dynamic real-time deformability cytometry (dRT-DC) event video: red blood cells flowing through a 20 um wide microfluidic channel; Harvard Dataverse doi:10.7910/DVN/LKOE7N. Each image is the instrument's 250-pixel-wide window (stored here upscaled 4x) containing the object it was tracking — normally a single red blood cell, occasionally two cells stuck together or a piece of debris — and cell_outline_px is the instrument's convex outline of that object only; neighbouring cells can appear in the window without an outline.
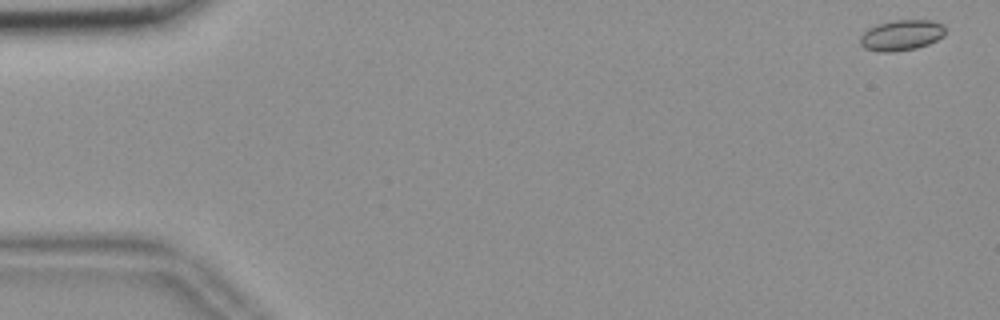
{"species": "common noctule bat (a hibernating species)", "species_latin": "Nyctalus noctula", "temperature_condition": "room temperature", "stored_images_in_passage": 56, "segment_of_instrument_passage": [1, 2], "camera_frame_rate_fps": 3000, "um_per_image_px": 0.085, "animal": {"sex": "female", "body_mass_g": 18.4}, "frame": {"image": 1, "passage_image": 1, "time_ms": 0.0, "image_size_px": [1000, 320], "cell_outline_px": [[944, 36], [928, 44], [916, 48], [892, 52], [880, 52], [864, 48], [860, 44], [860, 36], [868, 28], [876, 24], [892, 20], [928, 20], [944, 24]], "centroid_in_image_um": [76.6, 2.99], "position_along_channel_um": 8.4, "area_um2": 15.26}}
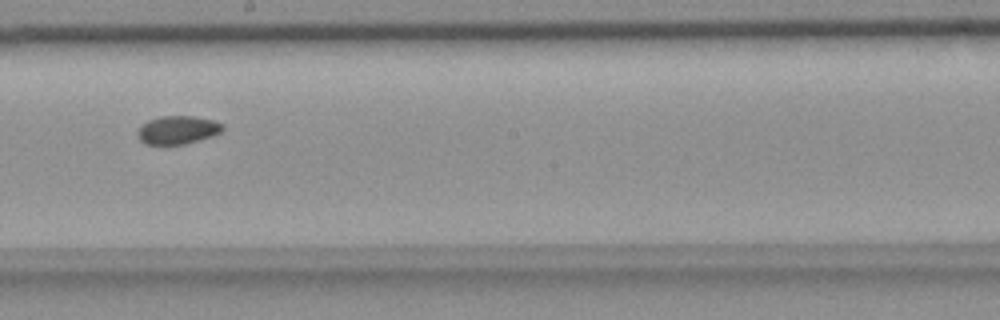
{"frame": {"image": 2, "passage_image": 31, "time_ms": 10.0, "image_size_px": [1000, 320], "cell_outline_px": [[224, 128], [220, 132], [184, 144], [144, 144], [136, 136], [136, 132], [148, 120], [160, 116], [192, 116], [212, 120], [224, 124]], "centroid_in_image_um": [15.05, 11.04], "position_along_channel_um": 233.1, "area_um2": 13.76}}
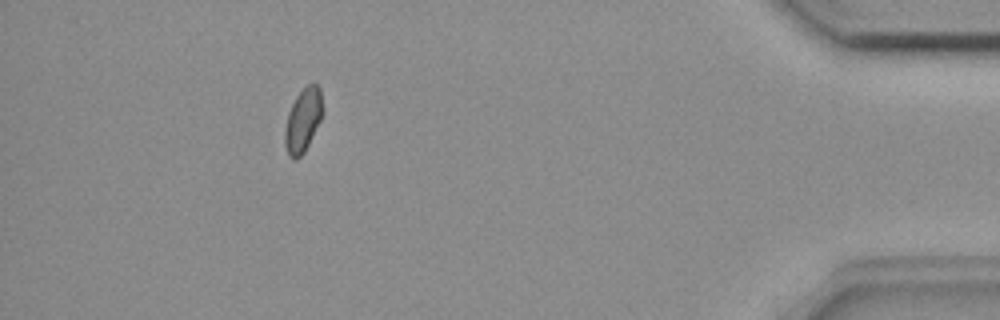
{"frame": {"image": 3, "passage_image": 50, "time_ms": 16.333, "image_size_px": [1000, 320], "cell_outline_px": [[324, 112], [304, 152], [296, 160], [292, 160], [288, 156], [284, 144], [284, 132], [288, 112], [296, 96], [308, 84], [316, 84], [320, 88]], "centroid_in_image_um": [25.74, 10.24], "position_along_channel_um": 409.5, "area_um2": 14.05}}